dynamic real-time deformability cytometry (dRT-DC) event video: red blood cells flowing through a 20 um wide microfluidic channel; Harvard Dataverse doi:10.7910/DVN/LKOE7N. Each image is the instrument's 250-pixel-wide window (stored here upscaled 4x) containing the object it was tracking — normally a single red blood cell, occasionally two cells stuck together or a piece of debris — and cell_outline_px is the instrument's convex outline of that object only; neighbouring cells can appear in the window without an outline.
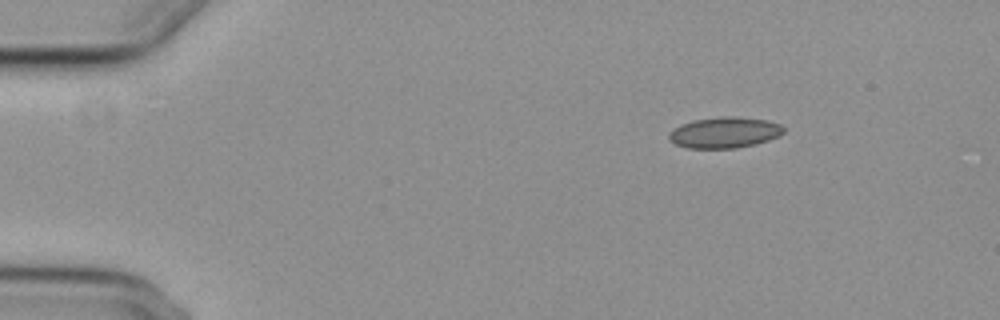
{"species": "common noctule bat (a hibernating species)", "species_latin": "Nyctalus noctula", "temperature_condition": "cold", "stored_images_in_passage": 4, "camera_frame_rate_fps": 3000, "um_per_image_px": 0.085, "animal": {"sex": "female", "body_mass_g": 29.2, "forearm_length_mm": 56.3}, "frame": {"image": 1, "passage_image": 1, "time_ms": 0.0, "image_size_px": [1000, 320], "cell_outline_px": [[784, 132], [780, 136], [756, 144], [736, 148], [688, 148], [676, 144], [668, 136], [668, 132], [672, 128], [680, 124], [692, 120], [724, 116], [736, 116], [768, 120], [780, 124], [784, 128]], "centroid_in_image_um": [61.59, 11.25], "position_along_channel_um": 23.4, "area_um2": 20.87}}
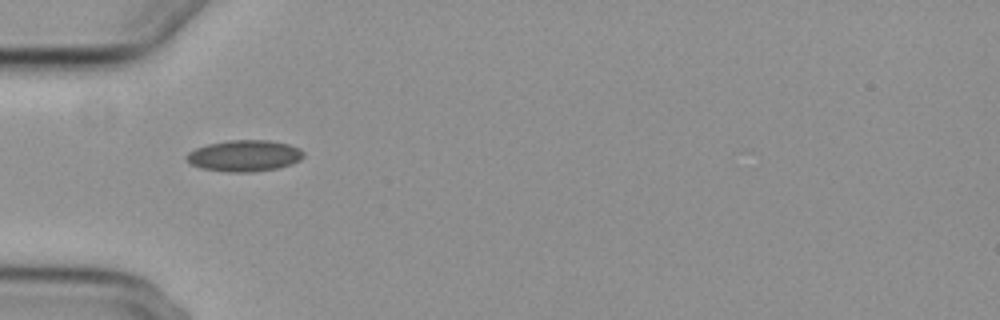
{"frame": {"image": 2, "passage_image": 3, "time_ms": 3.333, "image_size_px": [1000, 320], "cell_outline_px": [[304, 156], [300, 160], [292, 164], [276, 168], [252, 172], [228, 172], [200, 168], [188, 164], [184, 156], [188, 152], [196, 148], [208, 144], [228, 140], [268, 140], [288, 144], [300, 148], [304, 152]], "centroid_in_image_um": [20.74, 13.24], "position_along_channel_um": 64.3, "area_um2": 21.56}}
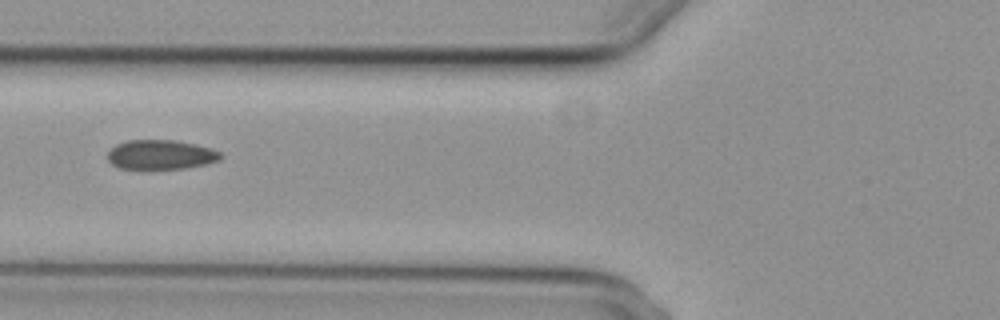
{"frame": {"image": 3, "passage_image": 4, "time_ms": 4.667, "image_size_px": [1000, 320], "cell_outline_px": [[224, 156], [220, 160], [204, 164], [184, 168], [120, 168], [112, 164], [108, 160], [108, 152], [116, 144], [128, 140], [176, 140], [196, 144], [212, 148], [220, 152]], "centroid_in_image_um": [13.69, 13.13], "position_along_channel_um": 112.1, "area_um2": 19.31}}